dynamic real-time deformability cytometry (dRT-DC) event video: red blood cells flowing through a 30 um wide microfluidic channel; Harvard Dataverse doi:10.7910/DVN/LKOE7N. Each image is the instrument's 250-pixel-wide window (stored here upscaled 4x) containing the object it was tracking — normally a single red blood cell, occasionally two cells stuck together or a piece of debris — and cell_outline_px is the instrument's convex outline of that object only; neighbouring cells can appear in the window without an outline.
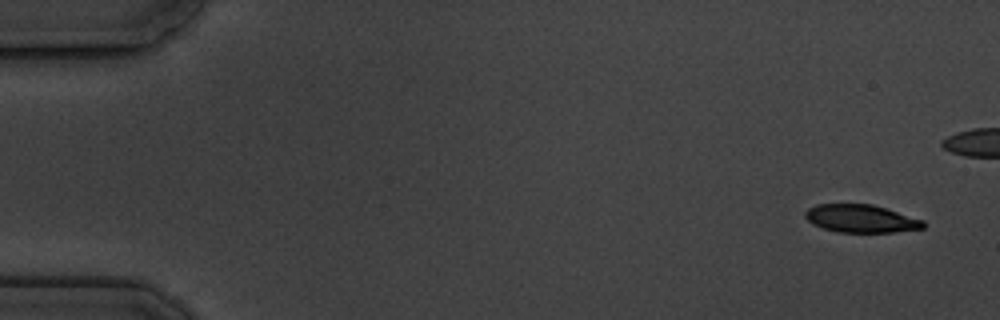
{"species": "common noctule bat (a hibernating species)", "species_latin": "Nyctalus noctula", "temperature_condition": "cold", "stored_images_in_passage": 6, "camera_frame_rate_fps": 3000, "um_per_image_px": 0.085, "animal": {"sex": "male", "body_mass_g": 19.5, "forearm_length_mm": 54.6}, "frame": {"image": 1, "passage_image": 1, "time_ms": 0.0, "image_size_px": [1000, 320], "cell_outline_px": [[924, 228], [896, 232], [836, 232], [812, 224], [804, 216], [804, 212], [808, 208], [816, 204], [872, 204], [924, 220]], "centroid_in_image_um": [73.16, 18.58], "position_along_channel_um": 11.8, "area_um2": 19.19}}